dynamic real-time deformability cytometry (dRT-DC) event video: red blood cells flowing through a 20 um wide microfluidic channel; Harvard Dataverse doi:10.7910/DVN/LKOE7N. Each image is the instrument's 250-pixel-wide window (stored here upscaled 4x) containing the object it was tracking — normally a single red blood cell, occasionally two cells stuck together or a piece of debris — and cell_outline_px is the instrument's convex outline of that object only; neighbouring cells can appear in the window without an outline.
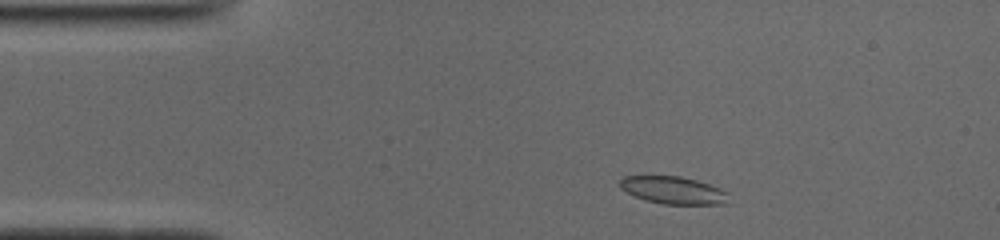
{"species": "common noctule bat (a hibernating species)", "species_latin": "Nyctalus noctula", "temperature_condition": "cold", "stored_images_in_passage": 43, "camera_frame_rate_fps": 3000, "um_per_image_px": 0.085, "animal": {"sex": "male", "body_mass_g": 19.0, "forearm_length_mm": 50.8}, "frame": {"image": 1, "passage_image": 1, "time_ms": 0.0, "image_size_px": [1000, 240], "cell_outline_px": [[728, 204], [664, 204], [644, 200], [620, 188], [620, 180], [624, 176], [680, 176], [696, 180], [720, 188], [728, 192]], "centroid_in_image_um": [57.25, 16.17], "position_along_channel_um": 27.7, "area_um2": 17.34}}
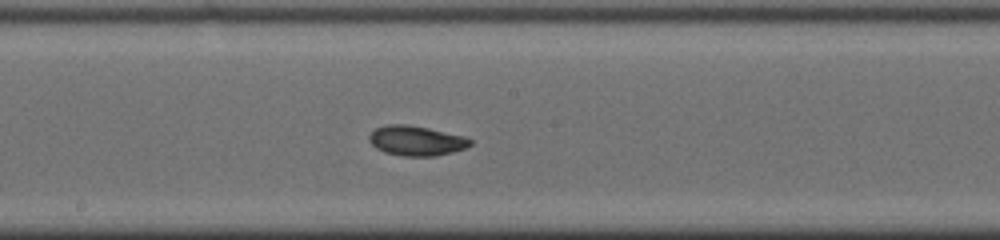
{"frame": {"image": 2, "passage_image": 19, "time_ms": 6.0, "image_size_px": [1000, 240], "cell_outline_px": [[472, 144], [464, 148], [452, 152], [436, 156], [404, 156], [384, 152], [376, 148], [368, 140], [368, 136], [376, 128], [388, 124], [408, 124], [428, 128], [464, 136], [472, 140]], "centroid_in_image_um": [35.37, 11.96], "position_along_channel_um": 212.8, "area_um2": 17.57}}
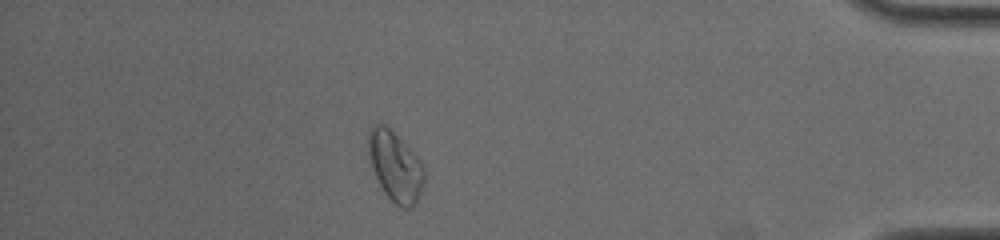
{"frame": {"image": 3, "passage_image": 37, "time_ms": 12.0, "image_size_px": [1000, 240], "cell_outline_px": [[424, 180], [420, 196], [416, 204], [412, 208], [400, 208], [384, 192], [372, 168], [368, 152], [368, 132], [376, 124], [384, 124], [416, 156], [424, 168]], "centroid_in_image_um": [33.6, 14.19], "position_along_channel_um": 401.6, "area_um2": 22.25}, "authors_computed_cell_mechanics": {"area_um2": 17.629, "velocity_mm_per_s": 3.9069, "shape_relaxation_time_tau1_ms": 7.9441, "shape_relaxation_time_tau2_ms": 5.2438, "deformation_change_tau1": 0.1407, "deformation_change_tau2": 0.0943}}